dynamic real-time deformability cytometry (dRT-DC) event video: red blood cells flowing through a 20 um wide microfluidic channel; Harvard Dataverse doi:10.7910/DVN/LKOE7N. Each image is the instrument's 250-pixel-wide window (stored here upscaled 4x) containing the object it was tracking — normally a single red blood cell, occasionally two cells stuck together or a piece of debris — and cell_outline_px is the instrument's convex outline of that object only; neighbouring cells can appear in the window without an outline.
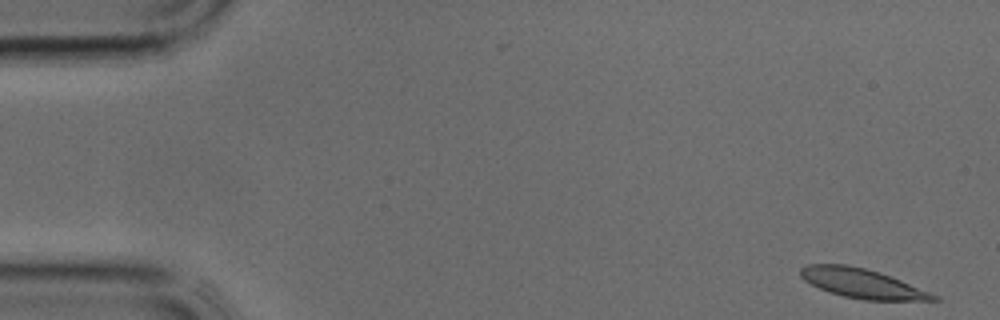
{"species": "common noctule bat (a hibernating species)", "species_latin": "Nyctalus noctula", "temperature_condition": "cold", "stored_images_in_passage": 10, "camera_frame_rate_fps": 3000, "um_per_image_px": 0.085, "animal": {"sex": "male", "body_mass_g": 17.9, "forearm_length_mm": 54.2}, "frame": {"image": 1, "passage_image": 1, "time_ms": 0.0, "image_size_px": [1000, 320], "cell_outline_px": [[940, 300], [864, 300], [844, 296], [828, 292], [804, 280], [800, 276], [800, 268], [808, 264], [848, 264], [880, 272], [940, 296]], "centroid_in_image_um": [73.27, 24.08], "position_along_channel_um": 11.7, "area_um2": 22.66}}
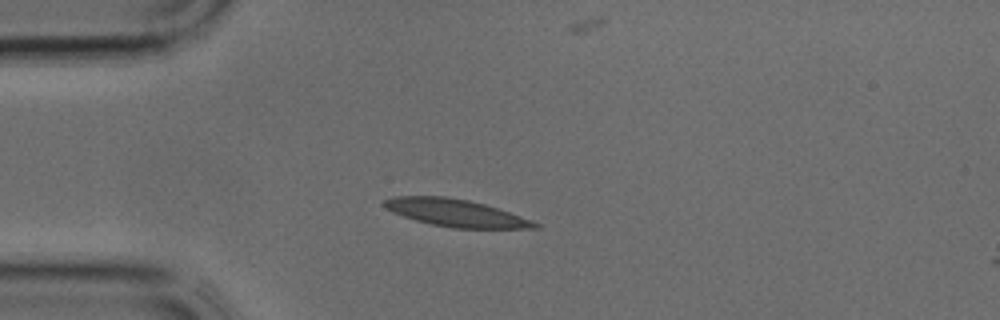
{"frame": {"image": 2, "passage_image": 9, "time_ms": 2.667, "image_size_px": [1000, 320], "cell_outline_px": [[540, 228], [452, 228], [432, 224], [416, 220], [392, 212], [384, 208], [380, 204], [384, 200], [396, 196], [444, 196], [468, 200], [484, 204], [532, 220], [540, 224]], "centroid_in_image_um": [38.7, 18.09], "position_along_channel_um": 46.3, "area_um2": 23.81}}